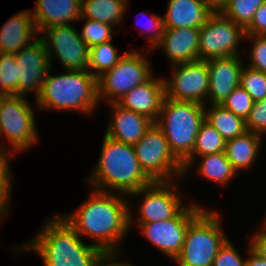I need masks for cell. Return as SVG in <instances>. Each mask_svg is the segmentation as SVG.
<instances>
[{
  "mask_svg": "<svg viewBox=\"0 0 266 266\" xmlns=\"http://www.w3.org/2000/svg\"><path fill=\"white\" fill-rule=\"evenodd\" d=\"M128 0H81V18L100 21L110 26L122 25Z\"/></svg>",
  "mask_w": 266,
  "mask_h": 266,
  "instance_id": "cb8c5ba5",
  "label": "cell"
},
{
  "mask_svg": "<svg viewBox=\"0 0 266 266\" xmlns=\"http://www.w3.org/2000/svg\"><path fill=\"white\" fill-rule=\"evenodd\" d=\"M145 15V14H144ZM147 16V15H145ZM138 23V22H137ZM140 25V24H138ZM145 27L140 29L142 34L145 35L144 33H152L150 36L148 35V40H149V47H148V52H153V49L155 46L161 41L162 35L164 33V21H163V16H159L157 14H152L149 16L147 26L144 25ZM141 28V27H140ZM149 31V32H148Z\"/></svg>",
  "mask_w": 266,
  "mask_h": 266,
  "instance_id": "74e56055",
  "label": "cell"
},
{
  "mask_svg": "<svg viewBox=\"0 0 266 266\" xmlns=\"http://www.w3.org/2000/svg\"><path fill=\"white\" fill-rule=\"evenodd\" d=\"M22 95L4 96L0 103V136L8 140L9 150L24 152L38 141L33 106Z\"/></svg>",
  "mask_w": 266,
  "mask_h": 266,
  "instance_id": "ba28073f",
  "label": "cell"
},
{
  "mask_svg": "<svg viewBox=\"0 0 266 266\" xmlns=\"http://www.w3.org/2000/svg\"><path fill=\"white\" fill-rule=\"evenodd\" d=\"M245 35L266 36V2L255 12L251 23L245 28Z\"/></svg>",
  "mask_w": 266,
  "mask_h": 266,
  "instance_id": "f35d334b",
  "label": "cell"
},
{
  "mask_svg": "<svg viewBox=\"0 0 266 266\" xmlns=\"http://www.w3.org/2000/svg\"><path fill=\"white\" fill-rule=\"evenodd\" d=\"M262 139L255 132L246 131L243 135L226 141L225 153L237 173L251 168L257 161Z\"/></svg>",
  "mask_w": 266,
  "mask_h": 266,
  "instance_id": "603a6c76",
  "label": "cell"
},
{
  "mask_svg": "<svg viewBox=\"0 0 266 266\" xmlns=\"http://www.w3.org/2000/svg\"><path fill=\"white\" fill-rule=\"evenodd\" d=\"M0 146V223L2 219L8 214L10 210L11 203V188H12V180L14 175H12L10 168V161L12 156H15V153L10 151L8 146L3 143ZM12 155V156H11ZM11 156V157H10Z\"/></svg>",
  "mask_w": 266,
  "mask_h": 266,
  "instance_id": "f1b7e54d",
  "label": "cell"
},
{
  "mask_svg": "<svg viewBox=\"0 0 266 266\" xmlns=\"http://www.w3.org/2000/svg\"><path fill=\"white\" fill-rule=\"evenodd\" d=\"M37 36L40 35L30 9L18 12L0 29V53L15 54L35 41Z\"/></svg>",
  "mask_w": 266,
  "mask_h": 266,
  "instance_id": "44dd1931",
  "label": "cell"
},
{
  "mask_svg": "<svg viewBox=\"0 0 266 266\" xmlns=\"http://www.w3.org/2000/svg\"><path fill=\"white\" fill-rule=\"evenodd\" d=\"M225 146V139L212 125L204 120L196 137L192 154L182 163L184 168L183 176L189 172L188 170L192 168L191 166H194L197 157L225 152Z\"/></svg>",
  "mask_w": 266,
  "mask_h": 266,
  "instance_id": "d4e9b609",
  "label": "cell"
},
{
  "mask_svg": "<svg viewBox=\"0 0 266 266\" xmlns=\"http://www.w3.org/2000/svg\"><path fill=\"white\" fill-rule=\"evenodd\" d=\"M245 39H250L254 44L250 49V63L247 66L266 73V36L265 35H245Z\"/></svg>",
  "mask_w": 266,
  "mask_h": 266,
  "instance_id": "e575fe53",
  "label": "cell"
},
{
  "mask_svg": "<svg viewBox=\"0 0 266 266\" xmlns=\"http://www.w3.org/2000/svg\"><path fill=\"white\" fill-rule=\"evenodd\" d=\"M14 54L0 53V94L17 95V72Z\"/></svg>",
  "mask_w": 266,
  "mask_h": 266,
  "instance_id": "d6a6232c",
  "label": "cell"
},
{
  "mask_svg": "<svg viewBox=\"0 0 266 266\" xmlns=\"http://www.w3.org/2000/svg\"><path fill=\"white\" fill-rule=\"evenodd\" d=\"M14 56L17 72V95L27 96L33 92L37 97L46 75L52 68L43 40L38 36L35 41L15 53Z\"/></svg>",
  "mask_w": 266,
  "mask_h": 266,
  "instance_id": "9a60e30c",
  "label": "cell"
},
{
  "mask_svg": "<svg viewBox=\"0 0 266 266\" xmlns=\"http://www.w3.org/2000/svg\"><path fill=\"white\" fill-rule=\"evenodd\" d=\"M126 196L92 189L87 200L82 202L74 213L61 216L81 238L87 236L93 239L94 246L106 255H121L122 250L117 248L118 244L130 230V203Z\"/></svg>",
  "mask_w": 266,
  "mask_h": 266,
  "instance_id": "6da1fadb",
  "label": "cell"
},
{
  "mask_svg": "<svg viewBox=\"0 0 266 266\" xmlns=\"http://www.w3.org/2000/svg\"><path fill=\"white\" fill-rule=\"evenodd\" d=\"M108 106L112 108V115L104 134L114 140L134 145L154 123L142 114L121 107L117 102L108 103Z\"/></svg>",
  "mask_w": 266,
  "mask_h": 266,
  "instance_id": "d6986e66",
  "label": "cell"
},
{
  "mask_svg": "<svg viewBox=\"0 0 266 266\" xmlns=\"http://www.w3.org/2000/svg\"><path fill=\"white\" fill-rule=\"evenodd\" d=\"M46 75L36 98L39 109L79 111L85 115L93 112L99 103L98 79L88 70H66L60 75Z\"/></svg>",
  "mask_w": 266,
  "mask_h": 266,
  "instance_id": "277c9868",
  "label": "cell"
},
{
  "mask_svg": "<svg viewBox=\"0 0 266 266\" xmlns=\"http://www.w3.org/2000/svg\"><path fill=\"white\" fill-rule=\"evenodd\" d=\"M141 169L152 181L182 180L184 168L171 152L162 130L153 123L133 145Z\"/></svg>",
  "mask_w": 266,
  "mask_h": 266,
  "instance_id": "52a82bcc",
  "label": "cell"
},
{
  "mask_svg": "<svg viewBox=\"0 0 266 266\" xmlns=\"http://www.w3.org/2000/svg\"><path fill=\"white\" fill-rule=\"evenodd\" d=\"M247 131L255 132L258 135L266 134V98L254 102L253 107L245 119Z\"/></svg>",
  "mask_w": 266,
  "mask_h": 266,
  "instance_id": "d590c367",
  "label": "cell"
},
{
  "mask_svg": "<svg viewBox=\"0 0 266 266\" xmlns=\"http://www.w3.org/2000/svg\"><path fill=\"white\" fill-rule=\"evenodd\" d=\"M84 20V26L79 31L80 36L84 42L90 47L102 44L104 42L112 41L113 37V26L106 23H101L100 21L91 19H80Z\"/></svg>",
  "mask_w": 266,
  "mask_h": 266,
  "instance_id": "1f68e13d",
  "label": "cell"
},
{
  "mask_svg": "<svg viewBox=\"0 0 266 266\" xmlns=\"http://www.w3.org/2000/svg\"><path fill=\"white\" fill-rule=\"evenodd\" d=\"M205 104V120L212 125L225 141L243 135L247 129L245 120L221 105Z\"/></svg>",
  "mask_w": 266,
  "mask_h": 266,
  "instance_id": "484cf974",
  "label": "cell"
},
{
  "mask_svg": "<svg viewBox=\"0 0 266 266\" xmlns=\"http://www.w3.org/2000/svg\"><path fill=\"white\" fill-rule=\"evenodd\" d=\"M35 5L30 12L38 33L51 26L71 25L81 18V0H37Z\"/></svg>",
  "mask_w": 266,
  "mask_h": 266,
  "instance_id": "ffe728a7",
  "label": "cell"
},
{
  "mask_svg": "<svg viewBox=\"0 0 266 266\" xmlns=\"http://www.w3.org/2000/svg\"><path fill=\"white\" fill-rule=\"evenodd\" d=\"M92 173L86 180L93 189L127 196L153 182L141 169L133 145L114 140L106 134Z\"/></svg>",
  "mask_w": 266,
  "mask_h": 266,
  "instance_id": "3957f363",
  "label": "cell"
},
{
  "mask_svg": "<svg viewBox=\"0 0 266 266\" xmlns=\"http://www.w3.org/2000/svg\"><path fill=\"white\" fill-rule=\"evenodd\" d=\"M165 97L164 78L152 76L145 83L131 89L117 103L123 108L148 117L155 123Z\"/></svg>",
  "mask_w": 266,
  "mask_h": 266,
  "instance_id": "e0dca14e",
  "label": "cell"
},
{
  "mask_svg": "<svg viewBox=\"0 0 266 266\" xmlns=\"http://www.w3.org/2000/svg\"><path fill=\"white\" fill-rule=\"evenodd\" d=\"M242 40H245V29L222 13H215L206 25L200 27L199 60L240 55L238 50Z\"/></svg>",
  "mask_w": 266,
  "mask_h": 266,
  "instance_id": "7c38bea8",
  "label": "cell"
},
{
  "mask_svg": "<svg viewBox=\"0 0 266 266\" xmlns=\"http://www.w3.org/2000/svg\"><path fill=\"white\" fill-rule=\"evenodd\" d=\"M221 216L205 208L188 226L183 247L174 258L178 266H212L229 239L221 228Z\"/></svg>",
  "mask_w": 266,
  "mask_h": 266,
  "instance_id": "8992f818",
  "label": "cell"
},
{
  "mask_svg": "<svg viewBox=\"0 0 266 266\" xmlns=\"http://www.w3.org/2000/svg\"><path fill=\"white\" fill-rule=\"evenodd\" d=\"M112 41L90 47L88 71L97 79L110 70L124 55L118 54Z\"/></svg>",
  "mask_w": 266,
  "mask_h": 266,
  "instance_id": "83f0119b",
  "label": "cell"
},
{
  "mask_svg": "<svg viewBox=\"0 0 266 266\" xmlns=\"http://www.w3.org/2000/svg\"><path fill=\"white\" fill-rule=\"evenodd\" d=\"M215 13L202 0H169L163 15L165 28H200Z\"/></svg>",
  "mask_w": 266,
  "mask_h": 266,
  "instance_id": "7402d4cb",
  "label": "cell"
},
{
  "mask_svg": "<svg viewBox=\"0 0 266 266\" xmlns=\"http://www.w3.org/2000/svg\"><path fill=\"white\" fill-rule=\"evenodd\" d=\"M206 7H209L214 13H222L226 8L228 0H202Z\"/></svg>",
  "mask_w": 266,
  "mask_h": 266,
  "instance_id": "7bdbcfd3",
  "label": "cell"
},
{
  "mask_svg": "<svg viewBox=\"0 0 266 266\" xmlns=\"http://www.w3.org/2000/svg\"><path fill=\"white\" fill-rule=\"evenodd\" d=\"M153 68L140 50L127 52L110 70L98 78L99 102H118L131 89L153 76Z\"/></svg>",
  "mask_w": 266,
  "mask_h": 266,
  "instance_id": "9c48e42d",
  "label": "cell"
},
{
  "mask_svg": "<svg viewBox=\"0 0 266 266\" xmlns=\"http://www.w3.org/2000/svg\"><path fill=\"white\" fill-rule=\"evenodd\" d=\"M40 38L46 46L51 64L56 54L65 70H88L89 46L73 25H57L44 28ZM52 59V60H51Z\"/></svg>",
  "mask_w": 266,
  "mask_h": 266,
  "instance_id": "4fadbf2b",
  "label": "cell"
},
{
  "mask_svg": "<svg viewBox=\"0 0 266 266\" xmlns=\"http://www.w3.org/2000/svg\"><path fill=\"white\" fill-rule=\"evenodd\" d=\"M254 101L242 86H238L222 104L226 109L244 120L249 115Z\"/></svg>",
  "mask_w": 266,
  "mask_h": 266,
  "instance_id": "836d02e7",
  "label": "cell"
},
{
  "mask_svg": "<svg viewBox=\"0 0 266 266\" xmlns=\"http://www.w3.org/2000/svg\"><path fill=\"white\" fill-rule=\"evenodd\" d=\"M200 164L196 166L200 176L214 183L226 186L238 173L227 158L225 152L200 156Z\"/></svg>",
  "mask_w": 266,
  "mask_h": 266,
  "instance_id": "4316f807",
  "label": "cell"
},
{
  "mask_svg": "<svg viewBox=\"0 0 266 266\" xmlns=\"http://www.w3.org/2000/svg\"><path fill=\"white\" fill-rule=\"evenodd\" d=\"M174 218L151 223H137L141 234L171 259L180 253L189 224L205 209L193 201Z\"/></svg>",
  "mask_w": 266,
  "mask_h": 266,
  "instance_id": "8fae6325",
  "label": "cell"
},
{
  "mask_svg": "<svg viewBox=\"0 0 266 266\" xmlns=\"http://www.w3.org/2000/svg\"><path fill=\"white\" fill-rule=\"evenodd\" d=\"M254 235L250 236V246L260 256L266 259V227L260 228Z\"/></svg>",
  "mask_w": 266,
  "mask_h": 266,
  "instance_id": "ab89813d",
  "label": "cell"
},
{
  "mask_svg": "<svg viewBox=\"0 0 266 266\" xmlns=\"http://www.w3.org/2000/svg\"><path fill=\"white\" fill-rule=\"evenodd\" d=\"M240 55L206 60L209 71V105H221L240 85L243 62Z\"/></svg>",
  "mask_w": 266,
  "mask_h": 266,
  "instance_id": "2e32d148",
  "label": "cell"
},
{
  "mask_svg": "<svg viewBox=\"0 0 266 266\" xmlns=\"http://www.w3.org/2000/svg\"><path fill=\"white\" fill-rule=\"evenodd\" d=\"M4 96H5V95L0 94V103H1V100H2V98H3Z\"/></svg>",
  "mask_w": 266,
  "mask_h": 266,
  "instance_id": "f6af8a7d",
  "label": "cell"
},
{
  "mask_svg": "<svg viewBox=\"0 0 266 266\" xmlns=\"http://www.w3.org/2000/svg\"><path fill=\"white\" fill-rule=\"evenodd\" d=\"M246 260L228 239L217 253L212 266H245Z\"/></svg>",
  "mask_w": 266,
  "mask_h": 266,
  "instance_id": "8d00e7d4",
  "label": "cell"
},
{
  "mask_svg": "<svg viewBox=\"0 0 266 266\" xmlns=\"http://www.w3.org/2000/svg\"><path fill=\"white\" fill-rule=\"evenodd\" d=\"M171 66L173 68L172 77L164 78L166 97L205 105L209 89L207 62L197 60Z\"/></svg>",
  "mask_w": 266,
  "mask_h": 266,
  "instance_id": "5bb4252c",
  "label": "cell"
},
{
  "mask_svg": "<svg viewBox=\"0 0 266 266\" xmlns=\"http://www.w3.org/2000/svg\"><path fill=\"white\" fill-rule=\"evenodd\" d=\"M204 120L205 105L165 97L155 123L162 130L171 152L183 163L192 154Z\"/></svg>",
  "mask_w": 266,
  "mask_h": 266,
  "instance_id": "5b68a950",
  "label": "cell"
},
{
  "mask_svg": "<svg viewBox=\"0 0 266 266\" xmlns=\"http://www.w3.org/2000/svg\"><path fill=\"white\" fill-rule=\"evenodd\" d=\"M121 255H114V254H109L106 255L98 264V266H133V264L125 261H117V257ZM115 260V261H114Z\"/></svg>",
  "mask_w": 266,
  "mask_h": 266,
  "instance_id": "b9f144b4",
  "label": "cell"
},
{
  "mask_svg": "<svg viewBox=\"0 0 266 266\" xmlns=\"http://www.w3.org/2000/svg\"><path fill=\"white\" fill-rule=\"evenodd\" d=\"M264 220H263V226L266 227V215L264 216Z\"/></svg>",
  "mask_w": 266,
  "mask_h": 266,
  "instance_id": "ee69618b",
  "label": "cell"
},
{
  "mask_svg": "<svg viewBox=\"0 0 266 266\" xmlns=\"http://www.w3.org/2000/svg\"><path fill=\"white\" fill-rule=\"evenodd\" d=\"M200 28H165L153 50L162 49L171 65L199 60Z\"/></svg>",
  "mask_w": 266,
  "mask_h": 266,
  "instance_id": "ac0fdd59",
  "label": "cell"
},
{
  "mask_svg": "<svg viewBox=\"0 0 266 266\" xmlns=\"http://www.w3.org/2000/svg\"><path fill=\"white\" fill-rule=\"evenodd\" d=\"M240 86L251 96L254 102L266 98V73L251 67H243Z\"/></svg>",
  "mask_w": 266,
  "mask_h": 266,
  "instance_id": "4dcf8cb0",
  "label": "cell"
},
{
  "mask_svg": "<svg viewBox=\"0 0 266 266\" xmlns=\"http://www.w3.org/2000/svg\"><path fill=\"white\" fill-rule=\"evenodd\" d=\"M265 2L266 0H228L222 14L245 29L257 9Z\"/></svg>",
  "mask_w": 266,
  "mask_h": 266,
  "instance_id": "f546056e",
  "label": "cell"
},
{
  "mask_svg": "<svg viewBox=\"0 0 266 266\" xmlns=\"http://www.w3.org/2000/svg\"><path fill=\"white\" fill-rule=\"evenodd\" d=\"M18 250L34 252L41 258L44 266H98L106 256L93 243L83 242L59 213H54L39 234L23 243Z\"/></svg>",
  "mask_w": 266,
  "mask_h": 266,
  "instance_id": "7a4b0ae2",
  "label": "cell"
},
{
  "mask_svg": "<svg viewBox=\"0 0 266 266\" xmlns=\"http://www.w3.org/2000/svg\"><path fill=\"white\" fill-rule=\"evenodd\" d=\"M173 181H153L146 187L139 189L127 197L137 196L143 197L139 203V217L133 220V211L129 206V225L133 226V222L151 223L157 221H165L174 218L184 207L180 193L175 191L178 184ZM175 188V189H174ZM132 212V213H131Z\"/></svg>",
  "mask_w": 266,
  "mask_h": 266,
  "instance_id": "30bf717a",
  "label": "cell"
},
{
  "mask_svg": "<svg viewBox=\"0 0 266 266\" xmlns=\"http://www.w3.org/2000/svg\"><path fill=\"white\" fill-rule=\"evenodd\" d=\"M248 257L245 258L246 264L245 266H266V259L256 253L250 246L247 247Z\"/></svg>",
  "mask_w": 266,
  "mask_h": 266,
  "instance_id": "60d3db41",
  "label": "cell"
}]
</instances>
